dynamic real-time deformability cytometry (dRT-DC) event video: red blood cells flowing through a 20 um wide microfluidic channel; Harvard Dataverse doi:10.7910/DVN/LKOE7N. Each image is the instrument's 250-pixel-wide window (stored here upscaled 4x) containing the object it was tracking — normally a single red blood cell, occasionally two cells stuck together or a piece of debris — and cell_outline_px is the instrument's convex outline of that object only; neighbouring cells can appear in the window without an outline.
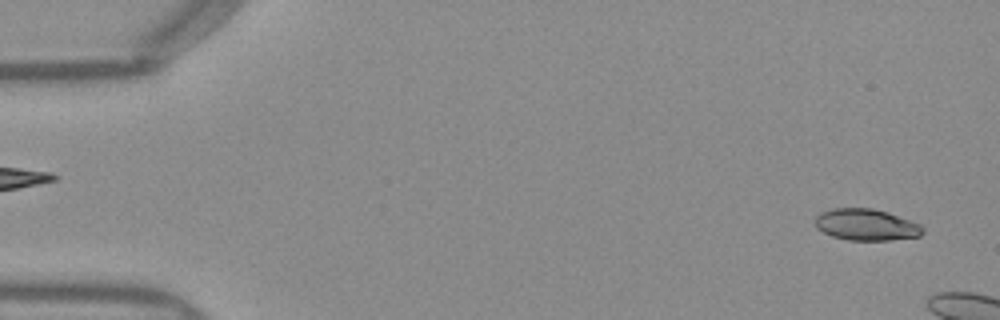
{"species": "Egyptian fruit bat (a non-hibernating species)", "species_latin": "Rousettus aegyptiacus", "temperature_condition": "warm", "stored_images_in_passage": 8, "camera_frame_rate_fps": 3000, "um_per_image_px": 0.085, "frame": {"image": 1, "passage_image": 2, "time_ms": 0.333, "image_size_px": [1000, 320], "cell_outline_px": [[924, 232], [920, 236], [888, 240], [848, 240], [832, 236], [816, 228], [816, 216], [820, 212], [832, 208], [872, 208], [888, 212], [920, 224], [924, 228]], "centroid_in_image_um": [73.63, 19.09], "position_along_channel_um": 11.4, "area_um2": 19.77}}